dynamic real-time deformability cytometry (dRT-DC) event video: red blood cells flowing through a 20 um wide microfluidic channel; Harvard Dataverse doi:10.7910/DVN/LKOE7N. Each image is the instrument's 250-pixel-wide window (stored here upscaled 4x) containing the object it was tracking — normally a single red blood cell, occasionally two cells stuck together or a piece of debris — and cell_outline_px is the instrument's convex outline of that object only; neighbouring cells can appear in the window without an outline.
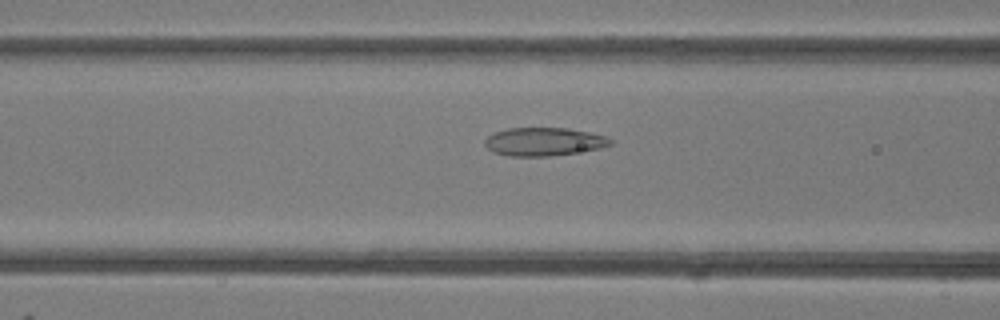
{"species": "common noctule bat (a hibernating species)", "species_latin": "Nyctalus noctula", "temperature_condition": "room temperature", "stored_images_in_passage": 49, "camera_frame_rate_fps": 3000, "um_per_image_px": 0.085, "animal": {"sex": "female"}, "frame": {"image": 1, "passage_image": 20, "time_ms": 6.333, "image_size_px": [1000, 320], "cell_outline_px": [[612, 144], [600, 148], [548, 156], [508, 156], [496, 152], [488, 148], [484, 144], [484, 140], [488, 136], [496, 132], [508, 128], [568, 128], [608, 136], [612, 140]], "centroid_in_image_um": [46.24, 12.03], "position_along_channel_um": 120.4, "area_um2": 20.46}}
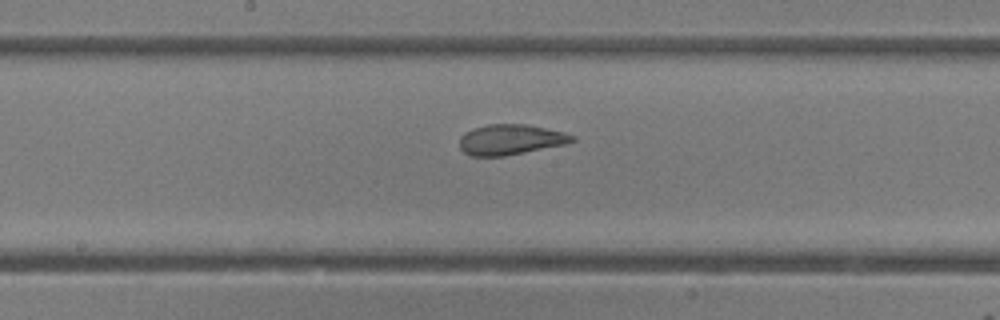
{"frame": {"image": 2, "passage_image": 26, "time_ms": 8.333, "image_size_px": [1000, 320], "cell_outline_px": [[576, 140], [568, 144], [504, 156], [472, 156], [464, 152], [460, 148], [460, 136], [464, 132], [472, 128], [488, 124], [528, 124], [564, 132], [576, 136]], "centroid_in_image_um": [43.42, 11.86], "position_along_channel_um": 204.8, "area_um2": 20.17}}
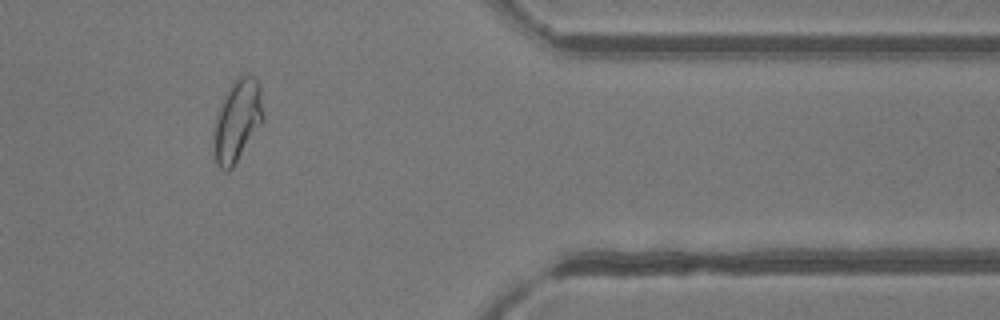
{"frame": {"image": 3, "passage_image": 41, "time_ms": 13.333, "image_size_px": [1000, 320], "cell_outline_px": [[264, 120], [232, 168], [228, 172], [224, 172], [216, 164], [212, 148], [212, 128], [216, 116], [224, 96], [228, 88], [236, 76], [252, 76], [260, 84], [264, 116]], "centroid_in_image_um": [20.13, 10.29], "position_along_channel_um": 391.3, "area_um2": 24.04}, "authors_computed_cell_mechanics": {"area_um2": 23.7558, "velocity_mm_per_s": 4.2074, "shape_relaxation_time_tau1_ms": 6.613, "shape_relaxation_time_tau2_ms": 0.9775, "deformation_change_tau1": 0.1504, "deformation_change_tau2": 0.081}}